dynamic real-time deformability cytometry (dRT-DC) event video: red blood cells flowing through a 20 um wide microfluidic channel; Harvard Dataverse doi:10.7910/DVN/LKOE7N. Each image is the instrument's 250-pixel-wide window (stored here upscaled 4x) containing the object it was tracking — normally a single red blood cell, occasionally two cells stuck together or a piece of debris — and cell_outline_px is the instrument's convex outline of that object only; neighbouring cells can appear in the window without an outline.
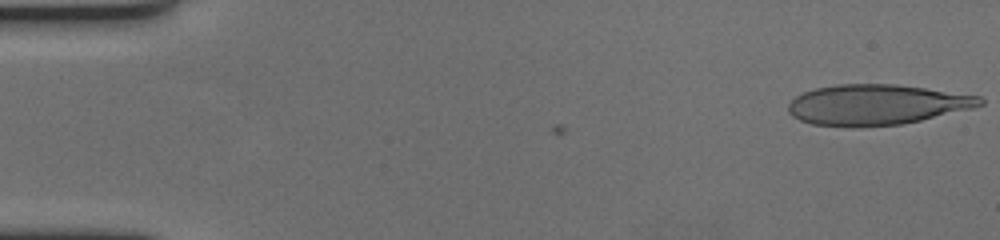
{"species": "human", "species_latin": "Homo sapiens", "temperature_condition": "cold", "stored_images_in_passage": 59, "camera_frame_rate_fps": 3000, "um_per_image_px": 0.085, "donor": {"sex": "female"}, "frame": {"image": 1, "passage_image": 1, "time_ms": 0.0, "image_size_px": [1000, 240], "cell_outline_px": [[984, 104], [972, 108], [920, 120], [900, 124], [856, 128], [852, 128], [812, 124], [800, 120], [792, 116], [788, 112], [788, 104], [796, 96], [804, 92], [816, 88], [836, 84], [896, 84], [980, 96], [984, 100]], "centroid_in_image_um": [74.47, 8.91], "position_along_channel_um": 10.5, "area_um2": 45.2}}
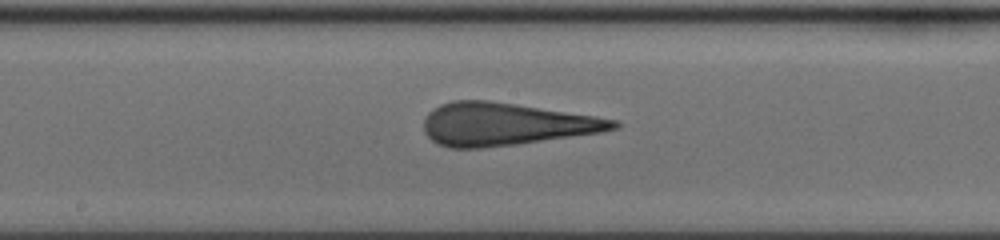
{"frame": {"image": 2, "passage_image": 31, "time_ms": 10.0, "image_size_px": [1000, 240], "cell_outline_px": [[620, 124], [616, 128], [600, 132], [516, 144], [480, 148], [448, 148], [436, 144], [424, 132], [424, 120], [428, 112], [432, 108], [440, 104], [452, 100], [488, 100], [516, 104], [596, 116], [616, 120]], "centroid_in_image_um": [42.91, 10.55], "position_along_channel_um": 205.3, "area_um2": 46.93}}
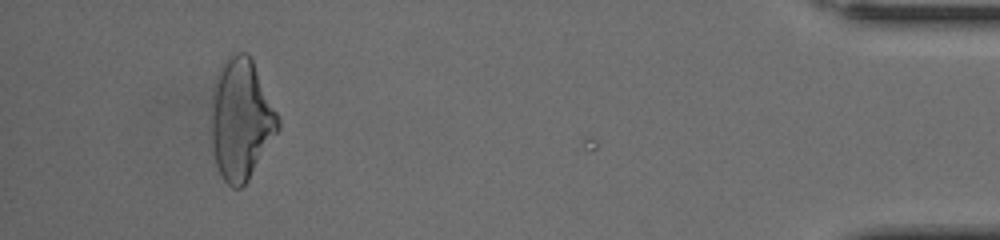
{"frame": {"image": 3, "passage_image": 55, "time_ms": 18.0, "image_size_px": [1000, 240], "cell_outline_px": [[280, 128], [248, 180], [240, 188], [232, 188], [224, 180], [216, 164], [212, 148], [212, 96], [216, 76], [220, 64], [232, 52], [248, 52], [280, 116]], "centroid_in_image_um": [20.5, 10.11], "position_along_channel_um": 414.7, "area_um2": 47.22}, "authors_computed_cell_mechanics": {"area_um2": 46.4134, "velocity_mm_per_s": 3.4453, "shape_relaxation_time_tau1_ms": 7.4037, "shape_relaxation_time_tau2_ms": 1.4245, "deformation_change_tau1": 0.2481, "deformation_change_tau2": 0.1272}}